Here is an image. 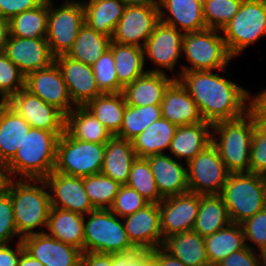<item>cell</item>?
Returning <instances> with one entry per match:
<instances>
[{
	"label": "cell",
	"mask_w": 266,
	"mask_h": 266,
	"mask_svg": "<svg viewBox=\"0 0 266 266\" xmlns=\"http://www.w3.org/2000/svg\"><path fill=\"white\" fill-rule=\"evenodd\" d=\"M161 117L160 105L131 106L126 104L122 125L116 136L132 141L148 125Z\"/></svg>",
	"instance_id": "ab89813d"
},
{
	"label": "cell",
	"mask_w": 266,
	"mask_h": 266,
	"mask_svg": "<svg viewBox=\"0 0 266 266\" xmlns=\"http://www.w3.org/2000/svg\"><path fill=\"white\" fill-rule=\"evenodd\" d=\"M125 231L133 246L146 249L162 247L159 204L149 203L134 214L122 218Z\"/></svg>",
	"instance_id": "44dd1931"
},
{
	"label": "cell",
	"mask_w": 266,
	"mask_h": 266,
	"mask_svg": "<svg viewBox=\"0 0 266 266\" xmlns=\"http://www.w3.org/2000/svg\"><path fill=\"white\" fill-rule=\"evenodd\" d=\"M92 68L96 84L102 93H121L123 91L118 83L113 53L110 49L94 62Z\"/></svg>",
	"instance_id": "ee69618b"
},
{
	"label": "cell",
	"mask_w": 266,
	"mask_h": 266,
	"mask_svg": "<svg viewBox=\"0 0 266 266\" xmlns=\"http://www.w3.org/2000/svg\"><path fill=\"white\" fill-rule=\"evenodd\" d=\"M229 54L234 58L266 36V2L243 0L238 13L221 29Z\"/></svg>",
	"instance_id": "52a82bcc"
},
{
	"label": "cell",
	"mask_w": 266,
	"mask_h": 266,
	"mask_svg": "<svg viewBox=\"0 0 266 266\" xmlns=\"http://www.w3.org/2000/svg\"><path fill=\"white\" fill-rule=\"evenodd\" d=\"M63 133L30 128L7 163L12 179H45L56 164L57 143Z\"/></svg>",
	"instance_id": "3957f363"
},
{
	"label": "cell",
	"mask_w": 266,
	"mask_h": 266,
	"mask_svg": "<svg viewBox=\"0 0 266 266\" xmlns=\"http://www.w3.org/2000/svg\"><path fill=\"white\" fill-rule=\"evenodd\" d=\"M240 224L248 248L256 250L255 245L257 249L266 245V207ZM247 241L255 244L249 245Z\"/></svg>",
	"instance_id": "c3c4849f"
},
{
	"label": "cell",
	"mask_w": 266,
	"mask_h": 266,
	"mask_svg": "<svg viewBox=\"0 0 266 266\" xmlns=\"http://www.w3.org/2000/svg\"><path fill=\"white\" fill-rule=\"evenodd\" d=\"M256 251L245 246L224 258L216 266H259Z\"/></svg>",
	"instance_id": "f5cc1de1"
},
{
	"label": "cell",
	"mask_w": 266,
	"mask_h": 266,
	"mask_svg": "<svg viewBox=\"0 0 266 266\" xmlns=\"http://www.w3.org/2000/svg\"><path fill=\"white\" fill-rule=\"evenodd\" d=\"M188 188L199 195H219L230 172L211 143L187 164Z\"/></svg>",
	"instance_id": "8fae6325"
},
{
	"label": "cell",
	"mask_w": 266,
	"mask_h": 266,
	"mask_svg": "<svg viewBox=\"0 0 266 266\" xmlns=\"http://www.w3.org/2000/svg\"><path fill=\"white\" fill-rule=\"evenodd\" d=\"M8 105V100L0 93V112Z\"/></svg>",
	"instance_id": "03108f58"
},
{
	"label": "cell",
	"mask_w": 266,
	"mask_h": 266,
	"mask_svg": "<svg viewBox=\"0 0 266 266\" xmlns=\"http://www.w3.org/2000/svg\"><path fill=\"white\" fill-rule=\"evenodd\" d=\"M115 71L118 83L124 88L148 70H144L145 60L143 48L111 42Z\"/></svg>",
	"instance_id": "e575fe53"
},
{
	"label": "cell",
	"mask_w": 266,
	"mask_h": 266,
	"mask_svg": "<svg viewBox=\"0 0 266 266\" xmlns=\"http://www.w3.org/2000/svg\"><path fill=\"white\" fill-rule=\"evenodd\" d=\"M83 185L95 209H109L121 187L119 183L102 173L84 176Z\"/></svg>",
	"instance_id": "60d3db41"
},
{
	"label": "cell",
	"mask_w": 266,
	"mask_h": 266,
	"mask_svg": "<svg viewBox=\"0 0 266 266\" xmlns=\"http://www.w3.org/2000/svg\"><path fill=\"white\" fill-rule=\"evenodd\" d=\"M212 143V124L180 125L171 141L169 151L175 159H185L186 164Z\"/></svg>",
	"instance_id": "484cf974"
},
{
	"label": "cell",
	"mask_w": 266,
	"mask_h": 266,
	"mask_svg": "<svg viewBox=\"0 0 266 266\" xmlns=\"http://www.w3.org/2000/svg\"><path fill=\"white\" fill-rule=\"evenodd\" d=\"M250 94L247 113L251 118H266V89L255 96Z\"/></svg>",
	"instance_id": "11a10c76"
},
{
	"label": "cell",
	"mask_w": 266,
	"mask_h": 266,
	"mask_svg": "<svg viewBox=\"0 0 266 266\" xmlns=\"http://www.w3.org/2000/svg\"><path fill=\"white\" fill-rule=\"evenodd\" d=\"M24 250L44 266H81L82 251L45 233L22 238Z\"/></svg>",
	"instance_id": "ac0fdd59"
},
{
	"label": "cell",
	"mask_w": 266,
	"mask_h": 266,
	"mask_svg": "<svg viewBox=\"0 0 266 266\" xmlns=\"http://www.w3.org/2000/svg\"><path fill=\"white\" fill-rule=\"evenodd\" d=\"M9 36V20L0 16V51H3Z\"/></svg>",
	"instance_id": "91938a15"
},
{
	"label": "cell",
	"mask_w": 266,
	"mask_h": 266,
	"mask_svg": "<svg viewBox=\"0 0 266 266\" xmlns=\"http://www.w3.org/2000/svg\"><path fill=\"white\" fill-rule=\"evenodd\" d=\"M148 204L149 202L135 189H132L127 185H121L114 202L109 209L119 218H123L143 209Z\"/></svg>",
	"instance_id": "bcb514c9"
},
{
	"label": "cell",
	"mask_w": 266,
	"mask_h": 266,
	"mask_svg": "<svg viewBox=\"0 0 266 266\" xmlns=\"http://www.w3.org/2000/svg\"><path fill=\"white\" fill-rule=\"evenodd\" d=\"M254 123L255 131L263 137H266V118H251Z\"/></svg>",
	"instance_id": "6125c7cd"
},
{
	"label": "cell",
	"mask_w": 266,
	"mask_h": 266,
	"mask_svg": "<svg viewBox=\"0 0 266 266\" xmlns=\"http://www.w3.org/2000/svg\"><path fill=\"white\" fill-rule=\"evenodd\" d=\"M48 0L40 6L21 12L9 20L10 36L22 38H46Z\"/></svg>",
	"instance_id": "f35d334b"
},
{
	"label": "cell",
	"mask_w": 266,
	"mask_h": 266,
	"mask_svg": "<svg viewBox=\"0 0 266 266\" xmlns=\"http://www.w3.org/2000/svg\"><path fill=\"white\" fill-rule=\"evenodd\" d=\"M87 215V221L84 216V252L110 254L133 247L122 218L110 209H95Z\"/></svg>",
	"instance_id": "9c48e42d"
},
{
	"label": "cell",
	"mask_w": 266,
	"mask_h": 266,
	"mask_svg": "<svg viewBox=\"0 0 266 266\" xmlns=\"http://www.w3.org/2000/svg\"><path fill=\"white\" fill-rule=\"evenodd\" d=\"M160 195L163 198L189 192L187 167L171 155L147 157Z\"/></svg>",
	"instance_id": "7402d4cb"
},
{
	"label": "cell",
	"mask_w": 266,
	"mask_h": 266,
	"mask_svg": "<svg viewBox=\"0 0 266 266\" xmlns=\"http://www.w3.org/2000/svg\"><path fill=\"white\" fill-rule=\"evenodd\" d=\"M24 88L25 76L3 51H0V93L9 100Z\"/></svg>",
	"instance_id": "f6af8a7d"
},
{
	"label": "cell",
	"mask_w": 266,
	"mask_h": 266,
	"mask_svg": "<svg viewBox=\"0 0 266 266\" xmlns=\"http://www.w3.org/2000/svg\"><path fill=\"white\" fill-rule=\"evenodd\" d=\"M221 30L207 28L198 32L184 33L182 53L190 66L181 65V71L175 79L179 78L182 71H214L227 73L226 67L232 60L229 54ZM184 65V66H183Z\"/></svg>",
	"instance_id": "8992f818"
},
{
	"label": "cell",
	"mask_w": 266,
	"mask_h": 266,
	"mask_svg": "<svg viewBox=\"0 0 266 266\" xmlns=\"http://www.w3.org/2000/svg\"><path fill=\"white\" fill-rule=\"evenodd\" d=\"M48 0V23L46 40L52 56L67 55L85 24V11L81 0H64L55 7Z\"/></svg>",
	"instance_id": "30bf717a"
},
{
	"label": "cell",
	"mask_w": 266,
	"mask_h": 266,
	"mask_svg": "<svg viewBox=\"0 0 266 266\" xmlns=\"http://www.w3.org/2000/svg\"><path fill=\"white\" fill-rule=\"evenodd\" d=\"M158 8L160 21L183 33L207 29L203 0H160Z\"/></svg>",
	"instance_id": "603a6c76"
},
{
	"label": "cell",
	"mask_w": 266,
	"mask_h": 266,
	"mask_svg": "<svg viewBox=\"0 0 266 266\" xmlns=\"http://www.w3.org/2000/svg\"><path fill=\"white\" fill-rule=\"evenodd\" d=\"M213 72L182 71L177 79L195 101L205 122L214 124L244 116L250 91Z\"/></svg>",
	"instance_id": "6da1fadb"
},
{
	"label": "cell",
	"mask_w": 266,
	"mask_h": 266,
	"mask_svg": "<svg viewBox=\"0 0 266 266\" xmlns=\"http://www.w3.org/2000/svg\"><path fill=\"white\" fill-rule=\"evenodd\" d=\"M8 105L20 114L31 128L54 133L65 132V115L25 88L12 96L8 100Z\"/></svg>",
	"instance_id": "9a60e30c"
},
{
	"label": "cell",
	"mask_w": 266,
	"mask_h": 266,
	"mask_svg": "<svg viewBox=\"0 0 266 266\" xmlns=\"http://www.w3.org/2000/svg\"><path fill=\"white\" fill-rule=\"evenodd\" d=\"M126 5L158 6L160 0H123Z\"/></svg>",
	"instance_id": "be15d7a7"
},
{
	"label": "cell",
	"mask_w": 266,
	"mask_h": 266,
	"mask_svg": "<svg viewBox=\"0 0 266 266\" xmlns=\"http://www.w3.org/2000/svg\"><path fill=\"white\" fill-rule=\"evenodd\" d=\"M156 249L133 246L112 253V266H154Z\"/></svg>",
	"instance_id": "7dc6e473"
},
{
	"label": "cell",
	"mask_w": 266,
	"mask_h": 266,
	"mask_svg": "<svg viewBox=\"0 0 266 266\" xmlns=\"http://www.w3.org/2000/svg\"><path fill=\"white\" fill-rule=\"evenodd\" d=\"M220 195L231 223L240 224L266 207V176L230 173Z\"/></svg>",
	"instance_id": "5b68a950"
},
{
	"label": "cell",
	"mask_w": 266,
	"mask_h": 266,
	"mask_svg": "<svg viewBox=\"0 0 266 266\" xmlns=\"http://www.w3.org/2000/svg\"><path fill=\"white\" fill-rule=\"evenodd\" d=\"M65 131L74 139L106 143L111 133L84 106H76L65 116Z\"/></svg>",
	"instance_id": "d6a6232c"
},
{
	"label": "cell",
	"mask_w": 266,
	"mask_h": 266,
	"mask_svg": "<svg viewBox=\"0 0 266 266\" xmlns=\"http://www.w3.org/2000/svg\"><path fill=\"white\" fill-rule=\"evenodd\" d=\"M136 158L132 141L112 136L105 143L104 162L101 173L120 185H126L132 163Z\"/></svg>",
	"instance_id": "4316f807"
},
{
	"label": "cell",
	"mask_w": 266,
	"mask_h": 266,
	"mask_svg": "<svg viewBox=\"0 0 266 266\" xmlns=\"http://www.w3.org/2000/svg\"><path fill=\"white\" fill-rule=\"evenodd\" d=\"M18 237L9 191L0 195V244H7Z\"/></svg>",
	"instance_id": "681fc988"
},
{
	"label": "cell",
	"mask_w": 266,
	"mask_h": 266,
	"mask_svg": "<svg viewBox=\"0 0 266 266\" xmlns=\"http://www.w3.org/2000/svg\"><path fill=\"white\" fill-rule=\"evenodd\" d=\"M25 89L38 96L65 116L76 106L73 104L60 68L55 62L44 69L37 70L25 77Z\"/></svg>",
	"instance_id": "5bb4252c"
},
{
	"label": "cell",
	"mask_w": 266,
	"mask_h": 266,
	"mask_svg": "<svg viewBox=\"0 0 266 266\" xmlns=\"http://www.w3.org/2000/svg\"><path fill=\"white\" fill-rule=\"evenodd\" d=\"M9 244H0V266H18L20 255L24 250L23 243L18 240L15 249Z\"/></svg>",
	"instance_id": "db71d44e"
},
{
	"label": "cell",
	"mask_w": 266,
	"mask_h": 266,
	"mask_svg": "<svg viewBox=\"0 0 266 266\" xmlns=\"http://www.w3.org/2000/svg\"><path fill=\"white\" fill-rule=\"evenodd\" d=\"M11 181L12 177L7 164L0 161V195L8 192Z\"/></svg>",
	"instance_id": "680465c9"
},
{
	"label": "cell",
	"mask_w": 266,
	"mask_h": 266,
	"mask_svg": "<svg viewBox=\"0 0 266 266\" xmlns=\"http://www.w3.org/2000/svg\"><path fill=\"white\" fill-rule=\"evenodd\" d=\"M175 80L166 74L146 72L123 88L127 105H161L165 90Z\"/></svg>",
	"instance_id": "d4e9b609"
},
{
	"label": "cell",
	"mask_w": 266,
	"mask_h": 266,
	"mask_svg": "<svg viewBox=\"0 0 266 266\" xmlns=\"http://www.w3.org/2000/svg\"><path fill=\"white\" fill-rule=\"evenodd\" d=\"M250 153V172L266 176V137L256 131L253 133Z\"/></svg>",
	"instance_id": "f907efd6"
},
{
	"label": "cell",
	"mask_w": 266,
	"mask_h": 266,
	"mask_svg": "<svg viewBox=\"0 0 266 266\" xmlns=\"http://www.w3.org/2000/svg\"><path fill=\"white\" fill-rule=\"evenodd\" d=\"M177 125L161 117L132 140L137 157L147 158L169 150Z\"/></svg>",
	"instance_id": "1f68e13d"
},
{
	"label": "cell",
	"mask_w": 266,
	"mask_h": 266,
	"mask_svg": "<svg viewBox=\"0 0 266 266\" xmlns=\"http://www.w3.org/2000/svg\"><path fill=\"white\" fill-rule=\"evenodd\" d=\"M204 241L211 266H216L224 258L246 246L242 226L237 223H230L226 228L205 237Z\"/></svg>",
	"instance_id": "d590c367"
},
{
	"label": "cell",
	"mask_w": 266,
	"mask_h": 266,
	"mask_svg": "<svg viewBox=\"0 0 266 266\" xmlns=\"http://www.w3.org/2000/svg\"><path fill=\"white\" fill-rule=\"evenodd\" d=\"M243 0H203L207 28L221 30L239 11Z\"/></svg>",
	"instance_id": "7bdbcfd3"
},
{
	"label": "cell",
	"mask_w": 266,
	"mask_h": 266,
	"mask_svg": "<svg viewBox=\"0 0 266 266\" xmlns=\"http://www.w3.org/2000/svg\"><path fill=\"white\" fill-rule=\"evenodd\" d=\"M199 209V194L186 192L159 203L163 239L193 229Z\"/></svg>",
	"instance_id": "2e32d148"
},
{
	"label": "cell",
	"mask_w": 266,
	"mask_h": 266,
	"mask_svg": "<svg viewBox=\"0 0 266 266\" xmlns=\"http://www.w3.org/2000/svg\"><path fill=\"white\" fill-rule=\"evenodd\" d=\"M154 266H187L167 253L162 247L156 248Z\"/></svg>",
	"instance_id": "6f0895ef"
},
{
	"label": "cell",
	"mask_w": 266,
	"mask_h": 266,
	"mask_svg": "<svg viewBox=\"0 0 266 266\" xmlns=\"http://www.w3.org/2000/svg\"><path fill=\"white\" fill-rule=\"evenodd\" d=\"M46 233L84 252V216L69 210L51 207Z\"/></svg>",
	"instance_id": "f1b7e54d"
},
{
	"label": "cell",
	"mask_w": 266,
	"mask_h": 266,
	"mask_svg": "<svg viewBox=\"0 0 266 266\" xmlns=\"http://www.w3.org/2000/svg\"><path fill=\"white\" fill-rule=\"evenodd\" d=\"M51 207L69 210L87 217L95 210L83 185V177L68 176L52 171L45 179Z\"/></svg>",
	"instance_id": "e0dca14e"
},
{
	"label": "cell",
	"mask_w": 266,
	"mask_h": 266,
	"mask_svg": "<svg viewBox=\"0 0 266 266\" xmlns=\"http://www.w3.org/2000/svg\"><path fill=\"white\" fill-rule=\"evenodd\" d=\"M128 187L135 189L149 203L159 204L160 195L147 158L137 157L131 166Z\"/></svg>",
	"instance_id": "b9f144b4"
},
{
	"label": "cell",
	"mask_w": 266,
	"mask_h": 266,
	"mask_svg": "<svg viewBox=\"0 0 266 266\" xmlns=\"http://www.w3.org/2000/svg\"><path fill=\"white\" fill-rule=\"evenodd\" d=\"M45 0H0V16L10 20L17 14L40 6Z\"/></svg>",
	"instance_id": "816d5d0a"
},
{
	"label": "cell",
	"mask_w": 266,
	"mask_h": 266,
	"mask_svg": "<svg viewBox=\"0 0 266 266\" xmlns=\"http://www.w3.org/2000/svg\"><path fill=\"white\" fill-rule=\"evenodd\" d=\"M231 223L222 196L199 195V209L192 230L202 237L210 236Z\"/></svg>",
	"instance_id": "836d02e7"
},
{
	"label": "cell",
	"mask_w": 266,
	"mask_h": 266,
	"mask_svg": "<svg viewBox=\"0 0 266 266\" xmlns=\"http://www.w3.org/2000/svg\"><path fill=\"white\" fill-rule=\"evenodd\" d=\"M54 62L61 70L75 106H85L89 101L103 94L96 84L92 66L73 60L67 55L55 57Z\"/></svg>",
	"instance_id": "ffe728a7"
},
{
	"label": "cell",
	"mask_w": 266,
	"mask_h": 266,
	"mask_svg": "<svg viewBox=\"0 0 266 266\" xmlns=\"http://www.w3.org/2000/svg\"><path fill=\"white\" fill-rule=\"evenodd\" d=\"M3 53L25 77L32 72L47 68L54 62L46 38L9 36Z\"/></svg>",
	"instance_id": "d6986e66"
},
{
	"label": "cell",
	"mask_w": 266,
	"mask_h": 266,
	"mask_svg": "<svg viewBox=\"0 0 266 266\" xmlns=\"http://www.w3.org/2000/svg\"><path fill=\"white\" fill-rule=\"evenodd\" d=\"M18 266H44L39 260L30 256L25 250L20 255Z\"/></svg>",
	"instance_id": "94428289"
},
{
	"label": "cell",
	"mask_w": 266,
	"mask_h": 266,
	"mask_svg": "<svg viewBox=\"0 0 266 266\" xmlns=\"http://www.w3.org/2000/svg\"><path fill=\"white\" fill-rule=\"evenodd\" d=\"M183 38L182 31L159 21L143 47L144 60L147 58L157 66L148 72L165 74L162 68L174 72L182 56Z\"/></svg>",
	"instance_id": "7c38bea8"
},
{
	"label": "cell",
	"mask_w": 266,
	"mask_h": 266,
	"mask_svg": "<svg viewBox=\"0 0 266 266\" xmlns=\"http://www.w3.org/2000/svg\"><path fill=\"white\" fill-rule=\"evenodd\" d=\"M46 189L48 186L44 179H12L10 182L8 191L19 240L47 231L40 229H47L51 209L50 192ZM36 228L40 231H34Z\"/></svg>",
	"instance_id": "7a4b0ae2"
},
{
	"label": "cell",
	"mask_w": 266,
	"mask_h": 266,
	"mask_svg": "<svg viewBox=\"0 0 266 266\" xmlns=\"http://www.w3.org/2000/svg\"><path fill=\"white\" fill-rule=\"evenodd\" d=\"M105 128L116 136L121 128L126 101L123 93H103L84 106Z\"/></svg>",
	"instance_id": "8d00e7d4"
},
{
	"label": "cell",
	"mask_w": 266,
	"mask_h": 266,
	"mask_svg": "<svg viewBox=\"0 0 266 266\" xmlns=\"http://www.w3.org/2000/svg\"><path fill=\"white\" fill-rule=\"evenodd\" d=\"M257 250H259V254L257 253L259 266H266V245Z\"/></svg>",
	"instance_id": "e7e4bbea"
},
{
	"label": "cell",
	"mask_w": 266,
	"mask_h": 266,
	"mask_svg": "<svg viewBox=\"0 0 266 266\" xmlns=\"http://www.w3.org/2000/svg\"><path fill=\"white\" fill-rule=\"evenodd\" d=\"M111 42V37L98 33L84 24L67 56L92 66L110 48Z\"/></svg>",
	"instance_id": "74e56055"
},
{
	"label": "cell",
	"mask_w": 266,
	"mask_h": 266,
	"mask_svg": "<svg viewBox=\"0 0 266 266\" xmlns=\"http://www.w3.org/2000/svg\"><path fill=\"white\" fill-rule=\"evenodd\" d=\"M162 248L187 266H211L206 253L204 237L194 230L165 238Z\"/></svg>",
	"instance_id": "83f0119b"
},
{
	"label": "cell",
	"mask_w": 266,
	"mask_h": 266,
	"mask_svg": "<svg viewBox=\"0 0 266 266\" xmlns=\"http://www.w3.org/2000/svg\"><path fill=\"white\" fill-rule=\"evenodd\" d=\"M254 131V123L248 113L234 120L212 124V144L230 173L250 172Z\"/></svg>",
	"instance_id": "277c9868"
},
{
	"label": "cell",
	"mask_w": 266,
	"mask_h": 266,
	"mask_svg": "<svg viewBox=\"0 0 266 266\" xmlns=\"http://www.w3.org/2000/svg\"><path fill=\"white\" fill-rule=\"evenodd\" d=\"M85 24L96 32L112 38L126 4L123 0H81Z\"/></svg>",
	"instance_id": "f546056e"
},
{
	"label": "cell",
	"mask_w": 266,
	"mask_h": 266,
	"mask_svg": "<svg viewBox=\"0 0 266 266\" xmlns=\"http://www.w3.org/2000/svg\"><path fill=\"white\" fill-rule=\"evenodd\" d=\"M30 124L7 105L0 112V161L8 163L22 145Z\"/></svg>",
	"instance_id": "4dcf8cb0"
},
{
	"label": "cell",
	"mask_w": 266,
	"mask_h": 266,
	"mask_svg": "<svg viewBox=\"0 0 266 266\" xmlns=\"http://www.w3.org/2000/svg\"><path fill=\"white\" fill-rule=\"evenodd\" d=\"M160 106L162 117L177 126L204 121L195 101L178 79L165 90Z\"/></svg>",
	"instance_id": "cb8c5ba5"
},
{
	"label": "cell",
	"mask_w": 266,
	"mask_h": 266,
	"mask_svg": "<svg viewBox=\"0 0 266 266\" xmlns=\"http://www.w3.org/2000/svg\"><path fill=\"white\" fill-rule=\"evenodd\" d=\"M81 266H112V253L82 252Z\"/></svg>",
	"instance_id": "9f6ffc18"
},
{
	"label": "cell",
	"mask_w": 266,
	"mask_h": 266,
	"mask_svg": "<svg viewBox=\"0 0 266 266\" xmlns=\"http://www.w3.org/2000/svg\"><path fill=\"white\" fill-rule=\"evenodd\" d=\"M159 21L158 6L126 5L112 42L143 48Z\"/></svg>",
	"instance_id": "4fadbf2b"
},
{
	"label": "cell",
	"mask_w": 266,
	"mask_h": 266,
	"mask_svg": "<svg viewBox=\"0 0 266 266\" xmlns=\"http://www.w3.org/2000/svg\"><path fill=\"white\" fill-rule=\"evenodd\" d=\"M104 153L105 143L74 139L65 131L57 143L54 172L76 177L101 173Z\"/></svg>",
	"instance_id": "ba28073f"
}]
</instances>
